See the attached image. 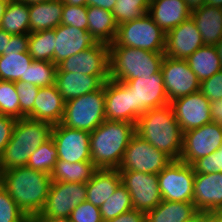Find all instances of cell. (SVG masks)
<instances>
[{"label":"cell","mask_w":222,"mask_h":222,"mask_svg":"<svg viewBox=\"0 0 222 222\" xmlns=\"http://www.w3.org/2000/svg\"><path fill=\"white\" fill-rule=\"evenodd\" d=\"M0 185L29 217L39 214L46 203L51 175L27 166L0 172Z\"/></svg>","instance_id":"obj_1"},{"label":"cell","mask_w":222,"mask_h":222,"mask_svg":"<svg viewBox=\"0 0 222 222\" xmlns=\"http://www.w3.org/2000/svg\"><path fill=\"white\" fill-rule=\"evenodd\" d=\"M135 133L172 160L180 159L183 131L170 104L143 113L135 125Z\"/></svg>","instance_id":"obj_2"},{"label":"cell","mask_w":222,"mask_h":222,"mask_svg":"<svg viewBox=\"0 0 222 222\" xmlns=\"http://www.w3.org/2000/svg\"><path fill=\"white\" fill-rule=\"evenodd\" d=\"M134 134L135 124L104 120L90 133L91 162L98 169H118Z\"/></svg>","instance_id":"obj_3"},{"label":"cell","mask_w":222,"mask_h":222,"mask_svg":"<svg viewBox=\"0 0 222 222\" xmlns=\"http://www.w3.org/2000/svg\"><path fill=\"white\" fill-rule=\"evenodd\" d=\"M53 125L30 118L17 119L11 140L0 156V172L26 166L30 155L51 138Z\"/></svg>","instance_id":"obj_4"},{"label":"cell","mask_w":222,"mask_h":222,"mask_svg":"<svg viewBox=\"0 0 222 222\" xmlns=\"http://www.w3.org/2000/svg\"><path fill=\"white\" fill-rule=\"evenodd\" d=\"M164 57V53L109 46L110 79L125 82L141 76H151L161 70Z\"/></svg>","instance_id":"obj_5"},{"label":"cell","mask_w":222,"mask_h":222,"mask_svg":"<svg viewBox=\"0 0 222 222\" xmlns=\"http://www.w3.org/2000/svg\"><path fill=\"white\" fill-rule=\"evenodd\" d=\"M166 33L146 13L144 16L118 25L113 43L109 46H125L164 53Z\"/></svg>","instance_id":"obj_6"},{"label":"cell","mask_w":222,"mask_h":222,"mask_svg":"<svg viewBox=\"0 0 222 222\" xmlns=\"http://www.w3.org/2000/svg\"><path fill=\"white\" fill-rule=\"evenodd\" d=\"M105 119V94L103 86L92 93L65 102L61 124L91 133Z\"/></svg>","instance_id":"obj_7"},{"label":"cell","mask_w":222,"mask_h":222,"mask_svg":"<svg viewBox=\"0 0 222 222\" xmlns=\"http://www.w3.org/2000/svg\"><path fill=\"white\" fill-rule=\"evenodd\" d=\"M173 160L138 134H134L124 152L119 171L159 174Z\"/></svg>","instance_id":"obj_8"},{"label":"cell","mask_w":222,"mask_h":222,"mask_svg":"<svg viewBox=\"0 0 222 222\" xmlns=\"http://www.w3.org/2000/svg\"><path fill=\"white\" fill-rule=\"evenodd\" d=\"M157 176L163 200L192 202L195 177L192 165L173 160Z\"/></svg>","instance_id":"obj_9"},{"label":"cell","mask_w":222,"mask_h":222,"mask_svg":"<svg viewBox=\"0 0 222 222\" xmlns=\"http://www.w3.org/2000/svg\"><path fill=\"white\" fill-rule=\"evenodd\" d=\"M133 92V124L147 110L170 104L161 70L151 76H141L124 82Z\"/></svg>","instance_id":"obj_10"},{"label":"cell","mask_w":222,"mask_h":222,"mask_svg":"<svg viewBox=\"0 0 222 222\" xmlns=\"http://www.w3.org/2000/svg\"><path fill=\"white\" fill-rule=\"evenodd\" d=\"M222 147V126L211 122L199 128L183 132L180 161L192 165Z\"/></svg>","instance_id":"obj_11"},{"label":"cell","mask_w":222,"mask_h":222,"mask_svg":"<svg viewBox=\"0 0 222 222\" xmlns=\"http://www.w3.org/2000/svg\"><path fill=\"white\" fill-rule=\"evenodd\" d=\"M122 184L131 196L133 209L147 213L163 199L160 193L158 176L139 171H119Z\"/></svg>","instance_id":"obj_12"},{"label":"cell","mask_w":222,"mask_h":222,"mask_svg":"<svg viewBox=\"0 0 222 222\" xmlns=\"http://www.w3.org/2000/svg\"><path fill=\"white\" fill-rule=\"evenodd\" d=\"M165 91L169 103L200 91V80L192 72L186 59L165 56L161 65Z\"/></svg>","instance_id":"obj_13"},{"label":"cell","mask_w":222,"mask_h":222,"mask_svg":"<svg viewBox=\"0 0 222 222\" xmlns=\"http://www.w3.org/2000/svg\"><path fill=\"white\" fill-rule=\"evenodd\" d=\"M86 183L51 182L43 210L44 216L69 218L72 210L86 201Z\"/></svg>","instance_id":"obj_14"},{"label":"cell","mask_w":222,"mask_h":222,"mask_svg":"<svg viewBox=\"0 0 222 222\" xmlns=\"http://www.w3.org/2000/svg\"><path fill=\"white\" fill-rule=\"evenodd\" d=\"M51 137L57 147L59 160L69 163L91 162L89 132L59 123L53 125Z\"/></svg>","instance_id":"obj_15"},{"label":"cell","mask_w":222,"mask_h":222,"mask_svg":"<svg viewBox=\"0 0 222 222\" xmlns=\"http://www.w3.org/2000/svg\"><path fill=\"white\" fill-rule=\"evenodd\" d=\"M57 71L103 75L109 80V45L97 42L94 46L64 59L57 65Z\"/></svg>","instance_id":"obj_16"},{"label":"cell","mask_w":222,"mask_h":222,"mask_svg":"<svg viewBox=\"0 0 222 222\" xmlns=\"http://www.w3.org/2000/svg\"><path fill=\"white\" fill-rule=\"evenodd\" d=\"M174 116L183 132L211 123V102L200 92L170 102Z\"/></svg>","instance_id":"obj_17"},{"label":"cell","mask_w":222,"mask_h":222,"mask_svg":"<svg viewBox=\"0 0 222 222\" xmlns=\"http://www.w3.org/2000/svg\"><path fill=\"white\" fill-rule=\"evenodd\" d=\"M203 45L197 25L190 17L166 34L164 55L174 59H187Z\"/></svg>","instance_id":"obj_18"},{"label":"cell","mask_w":222,"mask_h":222,"mask_svg":"<svg viewBox=\"0 0 222 222\" xmlns=\"http://www.w3.org/2000/svg\"><path fill=\"white\" fill-rule=\"evenodd\" d=\"M105 119L133 124V92L124 82L109 79L104 82Z\"/></svg>","instance_id":"obj_19"},{"label":"cell","mask_w":222,"mask_h":222,"mask_svg":"<svg viewBox=\"0 0 222 222\" xmlns=\"http://www.w3.org/2000/svg\"><path fill=\"white\" fill-rule=\"evenodd\" d=\"M53 63L58 65L64 59L94 46L97 41L87 30L60 24L55 28Z\"/></svg>","instance_id":"obj_20"},{"label":"cell","mask_w":222,"mask_h":222,"mask_svg":"<svg viewBox=\"0 0 222 222\" xmlns=\"http://www.w3.org/2000/svg\"><path fill=\"white\" fill-rule=\"evenodd\" d=\"M192 202L199 212H222V172L195 174Z\"/></svg>","instance_id":"obj_21"},{"label":"cell","mask_w":222,"mask_h":222,"mask_svg":"<svg viewBox=\"0 0 222 222\" xmlns=\"http://www.w3.org/2000/svg\"><path fill=\"white\" fill-rule=\"evenodd\" d=\"M107 79L103 75H87L56 71L55 85L66 102L99 90Z\"/></svg>","instance_id":"obj_22"},{"label":"cell","mask_w":222,"mask_h":222,"mask_svg":"<svg viewBox=\"0 0 222 222\" xmlns=\"http://www.w3.org/2000/svg\"><path fill=\"white\" fill-rule=\"evenodd\" d=\"M148 14L166 34L191 17L185 0H150Z\"/></svg>","instance_id":"obj_23"},{"label":"cell","mask_w":222,"mask_h":222,"mask_svg":"<svg viewBox=\"0 0 222 222\" xmlns=\"http://www.w3.org/2000/svg\"><path fill=\"white\" fill-rule=\"evenodd\" d=\"M65 101L56 85L40 87L33 107V120L45 121L52 125L61 123Z\"/></svg>","instance_id":"obj_24"},{"label":"cell","mask_w":222,"mask_h":222,"mask_svg":"<svg viewBox=\"0 0 222 222\" xmlns=\"http://www.w3.org/2000/svg\"><path fill=\"white\" fill-rule=\"evenodd\" d=\"M122 183L118 169H97L91 180L86 183V201L100 207Z\"/></svg>","instance_id":"obj_25"},{"label":"cell","mask_w":222,"mask_h":222,"mask_svg":"<svg viewBox=\"0 0 222 222\" xmlns=\"http://www.w3.org/2000/svg\"><path fill=\"white\" fill-rule=\"evenodd\" d=\"M205 45L215 46L222 39V8L203 5L191 12Z\"/></svg>","instance_id":"obj_26"},{"label":"cell","mask_w":222,"mask_h":222,"mask_svg":"<svg viewBox=\"0 0 222 222\" xmlns=\"http://www.w3.org/2000/svg\"><path fill=\"white\" fill-rule=\"evenodd\" d=\"M63 7L64 3L61 0L28 5L30 16L29 34L58 27L61 24Z\"/></svg>","instance_id":"obj_27"},{"label":"cell","mask_w":222,"mask_h":222,"mask_svg":"<svg viewBox=\"0 0 222 222\" xmlns=\"http://www.w3.org/2000/svg\"><path fill=\"white\" fill-rule=\"evenodd\" d=\"M87 31L100 43H113L118 24L111 11L99 7L87 6Z\"/></svg>","instance_id":"obj_28"},{"label":"cell","mask_w":222,"mask_h":222,"mask_svg":"<svg viewBox=\"0 0 222 222\" xmlns=\"http://www.w3.org/2000/svg\"><path fill=\"white\" fill-rule=\"evenodd\" d=\"M198 212L193 202L162 200L146 213V222H185Z\"/></svg>","instance_id":"obj_29"},{"label":"cell","mask_w":222,"mask_h":222,"mask_svg":"<svg viewBox=\"0 0 222 222\" xmlns=\"http://www.w3.org/2000/svg\"><path fill=\"white\" fill-rule=\"evenodd\" d=\"M186 60L200 82L222 70L217 48L213 45L201 46Z\"/></svg>","instance_id":"obj_30"},{"label":"cell","mask_w":222,"mask_h":222,"mask_svg":"<svg viewBox=\"0 0 222 222\" xmlns=\"http://www.w3.org/2000/svg\"><path fill=\"white\" fill-rule=\"evenodd\" d=\"M98 168L92 162L69 163L57 160L51 175V182L87 183Z\"/></svg>","instance_id":"obj_31"},{"label":"cell","mask_w":222,"mask_h":222,"mask_svg":"<svg viewBox=\"0 0 222 222\" xmlns=\"http://www.w3.org/2000/svg\"><path fill=\"white\" fill-rule=\"evenodd\" d=\"M28 4L19 0H9L3 13L0 28L12 35H29Z\"/></svg>","instance_id":"obj_32"},{"label":"cell","mask_w":222,"mask_h":222,"mask_svg":"<svg viewBox=\"0 0 222 222\" xmlns=\"http://www.w3.org/2000/svg\"><path fill=\"white\" fill-rule=\"evenodd\" d=\"M32 62L28 51L0 55V80L26 82V72Z\"/></svg>","instance_id":"obj_33"},{"label":"cell","mask_w":222,"mask_h":222,"mask_svg":"<svg viewBox=\"0 0 222 222\" xmlns=\"http://www.w3.org/2000/svg\"><path fill=\"white\" fill-rule=\"evenodd\" d=\"M28 53L33 60L53 61L55 29L32 32L28 35Z\"/></svg>","instance_id":"obj_34"},{"label":"cell","mask_w":222,"mask_h":222,"mask_svg":"<svg viewBox=\"0 0 222 222\" xmlns=\"http://www.w3.org/2000/svg\"><path fill=\"white\" fill-rule=\"evenodd\" d=\"M58 160L57 147L52 137L41 144L35 152L30 155L27 167L51 174Z\"/></svg>","instance_id":"obj_35"},{"label":"cell","mask_w":222,"mask_h":222,"mask_svg":"<svg viewBox=\"0 0 222 222\" xmlns=\"http://www.w3.org/2000/svg\"><path fill=\"white\" fill-rule=\"evenodd\" d=\"M131 209H133L131 196L122 183L117 187L115 193L99 207L103 222L114 219Z\"/></svg>","instance_id":"obj_36"},{"label":"cell","mask_w":222,"mask_h":222,"mask_svg":"<svg viewBox=\"0 0 222 222\" xmlns=\"http://www.w3.org/2000/svg\"><path fill=\"white\" fill-rule=\"evenodd\" d=\"M57 65L49 61L33 60L26 72V82L39 87L55 85Z\"/></svg>","instance_id":"obj_37"},{"label":"cell","mask_w":222,"mask_h":222,"mask_svg":"<svg viewBox=\"0 0 222 222\" xmlns=\"http://www.w3.org/2000/svg\"><path fill=\"white\" fill-rule=\"evenodd\" d=\"M150 0H116L112 13L117 24L134 20L148 13Z\"/></svg>","instance_id":"obj_38"},{"label":"cell","mask_w":222,"mask_h":222,"mask_svg":"<svg viewBox=\"0 0 222 222\" xmlns=\"http://www.w3.org/2000/svg\"><path fill=\"white\" fill-rule=\"evenodd\" d=\"M0 115L20 119L19 95L13 81L0 80Z\"/></svg>","instance_id":"obj_39"},{"label":"cell","mask_w":222,"mask_h":222,"mask_svg":"<svg viewBox=\"0 0 222 222\" xmlns=\"http://www.w3.org/2000/svg\"><path fill=\"white\" fill-rule=\"evenodd\" d=\"M29 219L0 185V222H29Z\"/></svg>","instance_id":"obj_40"},{"label":"cell","mask_w":222,"mask_h":222,"mask_svg":"<svg viewBox=\"0 0 222 222\" xmlns=\"http://www.w3.org/2000/svg\"><path fill=\"white\" fill-rule=\"evenodd\" d=\"M16 92L19 95L20 119H33V107L37 97L39 86L28 82H15Z\"/></svg>","instance_id":"obj_41"},{"label":"cell","mask_w":222,"mask_h":222,"mask_svg":"<svg viewBox=\"0 0 222 222\" xmlns=\"http://www.w3.org/2000/svg\"><path fill=\"white\" fill-rule=\"evenodd\" d=\"M61 24L74 26L82 30H87V6H73L69 4H64Z\"/></svg>","instance_id":"obj_42"},{"label":"cell","mask_w":222,"mask_h":222,"mask_svg":"<svg viewBox=\"0 0 222 222\" xmlns=\"http://www.w3.org/2000/svg\"><path fill=\"white\" fill-rule=\"evenodd\" d=\"M192 166L195 174L222 172V147L208 156L199 158Z\"/></svg>","instance_id":"obj_43"},{"label":"cell","mask_w":222,"mask_h":222,"mask_svg":"<svg viewBox=\"0 0 222 222\" xmlns=\"http://www.w3.org/2000/svg\"><path fill=\"white\" fill-rule=\"evenodd\" d=\"M69 220L70 222H103L99 208L88 201L76 206Z\"/></svg>","instance_id":"obj_44"},{"label":"cell","mask_w":222,"mask_h":222,"mask_svg":"<svg viewBox=\"0 0 222 222\" xmlns=\"http://www.w3.org/2000/svg\"><path fill=\"white\" fill-rule=\"evenodd\" d=\"M200 92L212 103L222 99V70L202 80Z\"/></svg>","instance_id":"obj_45"},{"label":"cell","mask_w":222,"mask_h":222,"mask_svg":"<svg viewBox=\"0 0 222 222\" xmlns=\"http://www.w3.org/2000/svg\"><path fill=\"white\" fill-rule=\"evenodd\" d=\"M16 120L17 119L11 116L0 115V156L3 153L6 145L11 140Z\"/></svg>","instance_id":"obj_46"},{"label":"cell","mask_w":222,"mask_h":222,"mask_svg":"<svg viewBox=\"0 0 222 222\" xmlns=\"http://www.w3.org/2000/svg\"><path fill=\"white\" fill-rule=\"evenodd\" d=\"M28 42L29 38L27 34L12 35L7 46V52H4L2 55H8L9 53L13 52H27Z\"/></svg>","instance_id":"obj_47"},{"label":"cell","mask_w":222,"mask_h":222,"mask_svg":"<svg viewBox=\"0 0 222 222\" xmlns=\"http://www.w3.org/2000/svg\"><path fill=\"white\" fill-rule=\"evenodd\" d=\"M105 222H146V213L131 209Z\"/></svg>","instance_id":"obj_48"},{"label":"cell","mask_w":222,"mask_h":222,"mask_svg":"<svg viewBox=\"0 0 222 222\" xmlns=\"http://www.w3.org/2000/svg\"><path fill=\"white\" fill-rule=\"evenodd\" d=\"M211 118L222 126V99L211 103Z\"/></svg>","instance_id":"obj_49"},{"label":"cell","mask_w":222,"mask_h":222,"mask_svg":"<svg viewBox=\"0 0 222 222\" xmlns=\"http://www.w3.org/2000/svg\"><path fill=\"white\" fill-rule=\"evenodd\" d=\"M116 0H87V6L99 7L112 12Z\"/></svg>","instance_id":"obj_50"},{"label":"cell","mask_w":222,"mask_h":222,"mask_svg":"<svg viewBox=\"0 0 222 222\" xmlns=\"http://www.w3.org/2000/svg\"><path fill=\"white\" fill-rule=\"evenodd\" d=\"M29 222H70L69 218H53L50 216H44L41 213L32 216Z\"/></svg>","instance_id":"obj_51"},{"label":"cell","mask_w":222,"mask_h":222,"mask_svg":"<svg viewBox=\"0 0 222 222\" xmlns=\"http://www.w3.org/2000/svg\"><path fill=\"white\" fill-rule=\"evenodd\" d=\"M11 36L12 34H9L0 28V55L4 54V52H7V46Z\"/></svg>","instance_id":"obj_52"},{"label":"cell","mask_w":222,"mask_h":222,"mask_svg":"<svg viewBox=\"0 0 222 222\" xmlns=\"http://www.w3.org/2000/svg\"><path fill=\"white\" fill-rule=\"evenodd\" d=\"M204 222H222V212H204Z\"/></svg>","instance_id":"obj_53"},{"label":"cell","mask_w":222,"mask_h":222,"mask_svg":"<svg viewBox=\"0 0 222 222\" xmlns=\"http://www.w3.org/2000/svg\"><path fill=\"white\" fill-rule=\"evenodd\" d=\"M185 2L187 3L188 9L191 12L200 9L203 5L206 4V0H185Z\"/></svg>","instance_id":"obj_54"},{"label":"cell","mask_w":222,"mask_h":222,"mask_svg":"<svg viewBox=\"0 0 222 222\" xmlns=\"http://www.w3.org/2000/svg\"><path fill=\"white\" fill-rule=\"evenodd\" d=\"M64 4L73 6H87V0H61Z\"/></svg>","instance_id":"obj_55"},{"label":"cell","mask_w":222,"mask_h":222,"mask_svg":"<svg viewBox=\"0 0 222 222\" xmlns=\"http://www.w3.org/2000/svg\"><path fill=\"white\" fill-rule=\"evenodd\" d=\"M185 222H204V212H198L195 216Z\"/></svg>","instance_id":"obj_56"},{"label":"cell","mask_w":222,"mask_h":222,"mask_svg":"<svg viewBox=\"0 0 222 222\" xmlns=\"http://www.w3.org/2000/svg\"><path fill=\"white\" fill-rule=\"evenodd\" d=\"M9 0H0V23Z\"/></svg>","instance_id":"obj_57"},{"label":"cell","mask_w":222,"mask_h":222,"mask_svg":"<svg viewBox=\"0 0 222 222\" xmlns=\"http://www.w3.org/2000/svg\"><path fill=\"white\" fill-rule=\"evenodd\" d=\"M206 4L210 6L222 8V0H206Z\"/></svg>","instance_id":"obj_58"},{"label":"cell","mask_w":222,"mask_h":222,"mask_svg":"<svg viewBox=\"0 0 222 222\" xmlns=\"http://www.w3.org/2000/svg\"><path fill=\"white\" fill-rule=\"evenodd\" d=\"M20 2H24L28 5H31V4H35V3H44V2H47V1H51V0H19Z\"/></svg>","instance_id":"obj_59"},{"label":"cell","mask_w":222,"mask_h":222,"mask_svg":"<svg viewBox=\"0 0 222 222\" xmlns=\"http://www.w3.org/2000/svg\"><path fill=\"white\" fill-rule=\"evenodd\" d=\"M218 51V55L221 61V66H222V39L215 45Z\"/></svg>","instance_id":"obj_60"}]
</instances>
